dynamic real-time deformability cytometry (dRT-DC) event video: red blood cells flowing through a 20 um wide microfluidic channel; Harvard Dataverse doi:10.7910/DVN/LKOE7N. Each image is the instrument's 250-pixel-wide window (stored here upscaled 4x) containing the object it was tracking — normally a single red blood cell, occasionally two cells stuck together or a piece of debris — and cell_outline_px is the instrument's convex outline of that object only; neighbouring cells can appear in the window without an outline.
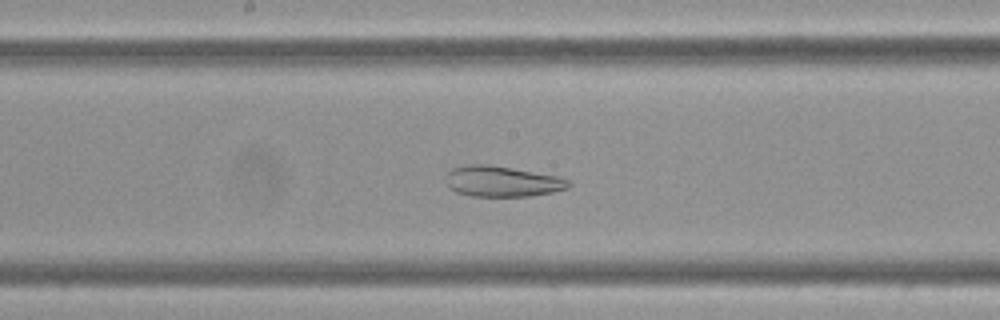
{"species": "Egyptian fruit bat (a non-hibernating species)", "species_latin": "Rousettus aegyptiacus", "temperature_condition": "cold", "stored_images_in_passage": 59, "camera_frame_rate_fps": 3000, "um_per_image_px": 0.085, "frame": {"image": 1, "passage_image": 31, "time_ms": 10.0, "image_size_px": [1000, 320], "cell_outline_px": [[572, 184], [568, 188], [552, 192], [532, 196], [472, 196], [456, 192], [448, 188], [444, 176], [452, 168], [468, 164], [488, 164], [512, 168], [556, 176], [568, 180]], "centroid_in_image_um": [42.63, 15.42], "position_along_channel_um": 205.6, "area_um2": 22.02}}
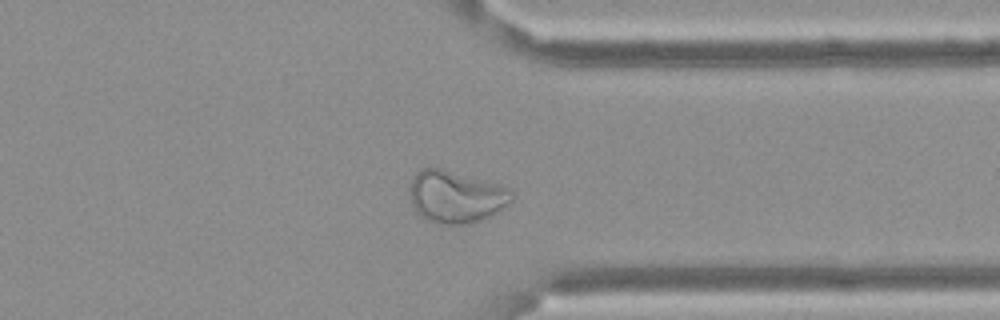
{"frame": {"image": 2, "passage_image": 46, "time_ms": 15.0, "image_size_px": [1000, 320], "cell_outline_px": [[516, 196], [504, 208], [472, 224], [440, 224], [424, 220], [416, 212], [412, 204], [408, 192], [412, 180], [416, 172], [420, 168], [440, 168], [500, 184], [508, 188]], "centroid_in_image_um": [38.74, 16.73], "position_along_channel_um": 372.7, "area_um2": 31.33}}
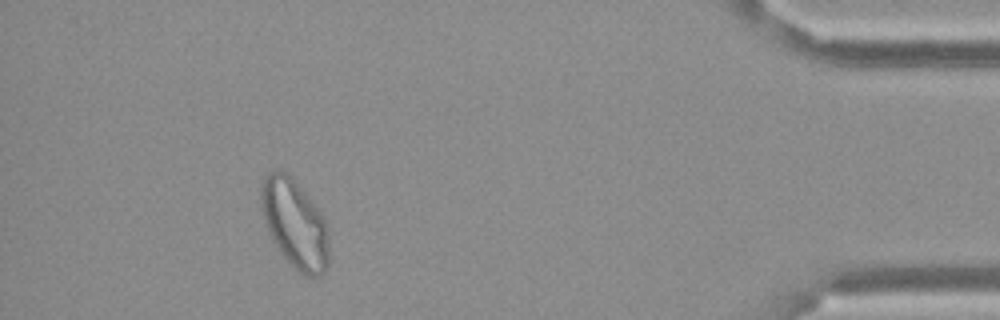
{"frame": {"image": 3, "passage_image": 54, "time_ms": 17.667, "image_size_px": [1000, 320], "cell_outline_px": [[328, 268], [320, 276], [308, 276], [300, 272], [284, 256], [272, 240], [264, 224], [260, 204], [260, 184], [264, 176], [268, 172], [280, 168], [296, 180], [312, 200], [328, 224]], "centroid_in_image_um": [25.04, 18.96], "position_along_channel_um": 410.2, "area_um2": 35.55}}